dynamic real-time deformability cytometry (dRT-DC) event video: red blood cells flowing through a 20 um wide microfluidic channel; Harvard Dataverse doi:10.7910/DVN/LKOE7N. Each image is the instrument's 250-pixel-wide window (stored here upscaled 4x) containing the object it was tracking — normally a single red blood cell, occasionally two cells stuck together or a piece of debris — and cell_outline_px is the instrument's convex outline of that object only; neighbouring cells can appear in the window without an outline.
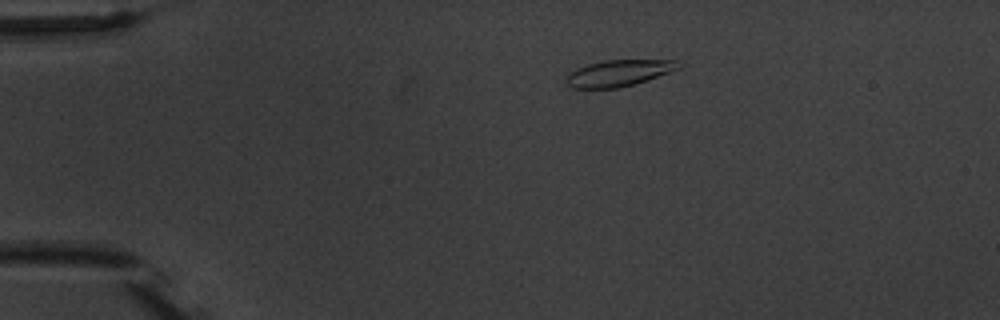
{"species": "common noctule bat (a hibernating species)", "species_latin": "Nyctalus noctula", "temperature_condition": "warm", "stored_images_in_passage": 3, "camera_frame_rate_fps": 3000, "um_per_image_px": 0.085, "animal": {"sex": "male", "body_mass_g": 20.1, "forearm_length_mm": 53.5}, "frame": {"image": 1, "passage_image": 1, "time_ms": 0.0, "image_size_px": [1000, 320], "cell_outline_px": [[680, 68], [620, 88], [572, 88], [564, 80], [576, 68], [588, 64], [604, 60], [680, 60]], "centroid_in_image_um": [52.57, 6.2], "position_along_channel_um": 32.4, "area_um2": 16.94}}